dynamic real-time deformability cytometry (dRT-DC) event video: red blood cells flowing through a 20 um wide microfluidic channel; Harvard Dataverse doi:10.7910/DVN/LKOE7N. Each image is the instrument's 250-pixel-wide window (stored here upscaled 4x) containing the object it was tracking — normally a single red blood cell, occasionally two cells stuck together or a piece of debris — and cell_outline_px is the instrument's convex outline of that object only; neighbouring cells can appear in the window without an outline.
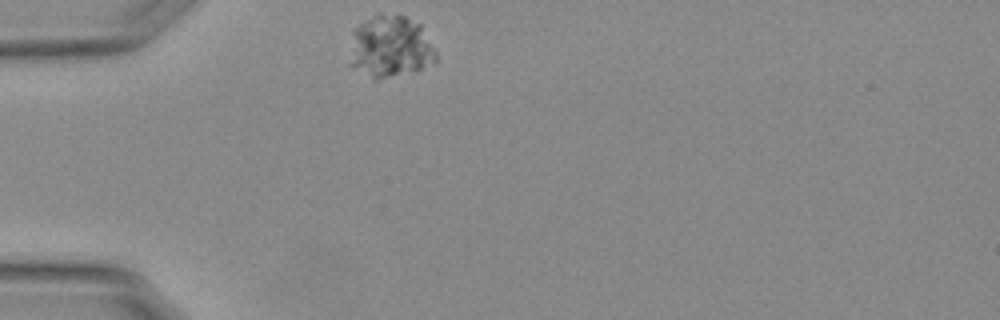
{"species": "Egyptian fruit bat (a non-hibernating species)", "species_latin": "Rousettus aegyptiacus", "temperature_condition": "warm", "stored_images_in_passage": 39, "camera_frame_rate_fps": 3000, "um_per_image_px": 0.085, "animal": {"sex": "female"}, "frame": {"image": 1, "passage_image": 1, "time_ms": 0.0, "image_size_px": [1000, 320], "cell_outline_px": [[436, 60], [420, 68], [376, 80], [372, 80], [348, 64], [352, 32], [360, 24], [376, 12], [380, 12], [404, 16], [420, 24], [436, 48]], "centroid_in_image_um": [33.13, 3.94], "position_along_channel_um": 51.9, "area_um2": 31.39}}
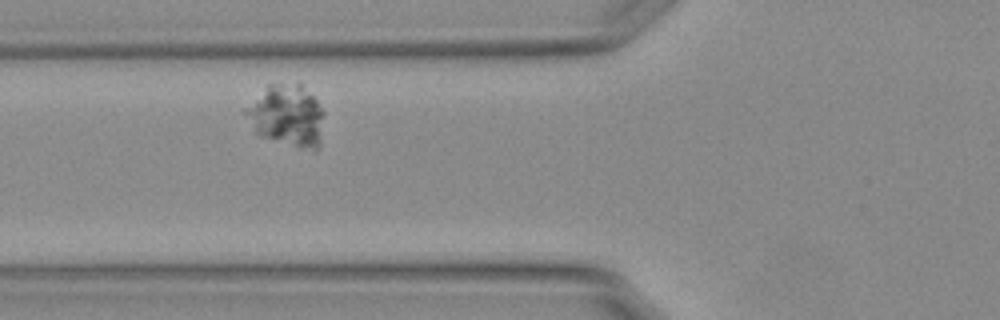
{"frame": {"image": 2, "passage_image": 7, "time_ms": 2.0, "image_size_px": [1000, 320], "cell_outline_px": [[324, 112], [320, 144], [316, 152], [296, 148], [260, 136], [256, 132], [240, 112], [268, 84], [300, 84], [316, 100]], "centroid_in_image_um": [24.36, 9.87], "position_along_channel_um": 101.4, "area_um2": 28.55}}
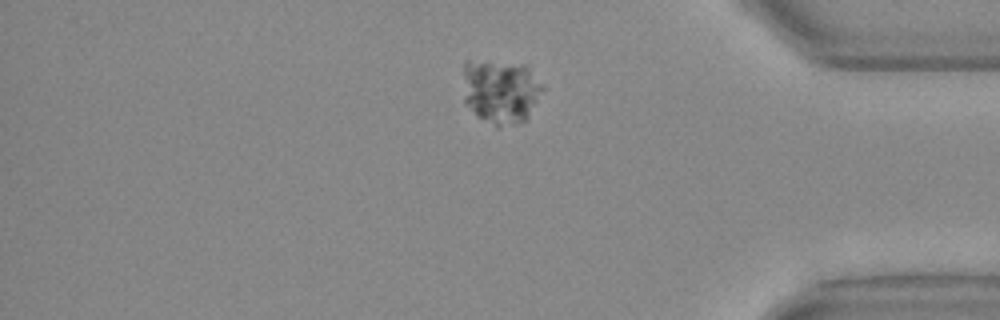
{"frame": {"image": 3, "passage_image": 34, "time_ms": 11.0, "image_size_px": [1000, 320], "cell_outline_px": [[544, 88], [528, 120], [500, 128], [496, 128], [476, 116], [464, 104], [464, 60], [468, 60], [528, 64]], "centroid_in_image_um": [42.56, 7.79], "position_along_channel_um": 392.6, "area_um2": 30.58}}